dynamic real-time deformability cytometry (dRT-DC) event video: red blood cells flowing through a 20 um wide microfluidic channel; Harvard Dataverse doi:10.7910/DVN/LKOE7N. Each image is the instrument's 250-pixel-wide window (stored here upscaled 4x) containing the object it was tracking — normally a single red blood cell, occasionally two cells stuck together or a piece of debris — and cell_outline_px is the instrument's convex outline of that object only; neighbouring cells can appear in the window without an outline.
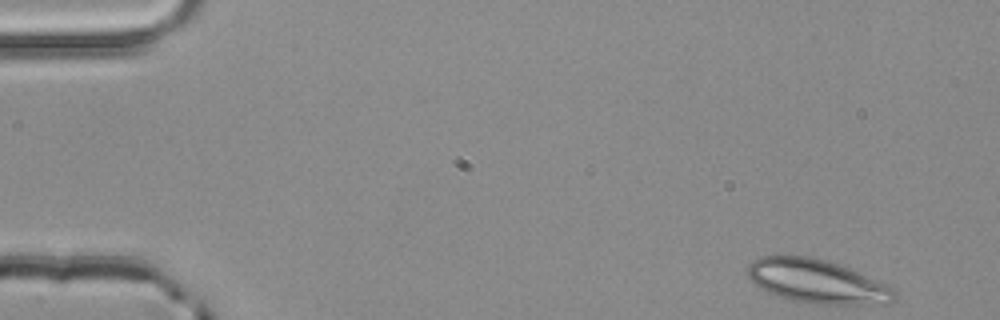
{"species": "common noctule bat (a hibernating species)", "species_latin": "Nyctalus noctula", "temperature_condition": "room temperature", "stored_images_in_passage": 4, "camera_frame_rate_fps": 3000, "um_per_image_px": 0.085, "animal": {"sex": "male", "body_mass_g": 20.4}, "frame": {"image": 1, "passage_image": 1, "time_ms": 0.0, "image_size_px": [1000, 320], "cell_outline_px": [[896, 300], [888, 304], [812, 304], [792, 300], [780, 296], [760, 288], [748, 276], [748, 264], [752, 260], [760, 256], [808, 256], [824, 260], [848, 268], [896, 288]], "centroid_in_image_um": [69.48, 23.93], "position_along_channel_um": 15.5, "area_um2": 37.22}}